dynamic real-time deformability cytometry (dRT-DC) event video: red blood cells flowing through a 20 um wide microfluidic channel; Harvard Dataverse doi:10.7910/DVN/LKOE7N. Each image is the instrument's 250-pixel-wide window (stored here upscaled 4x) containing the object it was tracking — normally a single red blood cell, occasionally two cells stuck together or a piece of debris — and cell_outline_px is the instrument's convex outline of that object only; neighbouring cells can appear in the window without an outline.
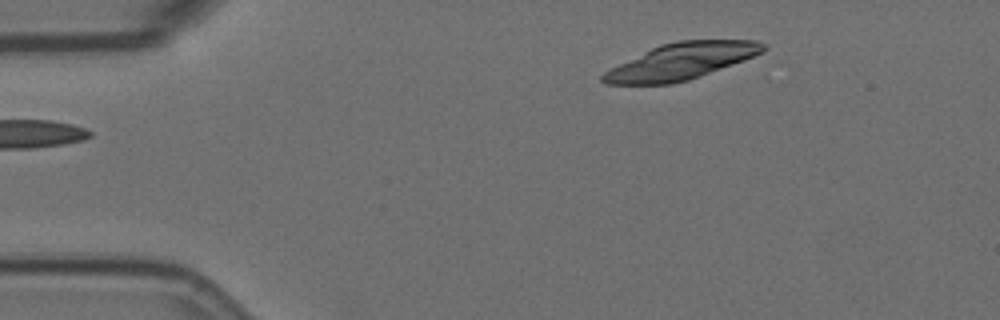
{"species": "Egyptian fruit bat (a non-hibernating species)", "species_latin": "Rousettus aegyptiacus", "temperature_condition": "room temperature", "stored_images_in_passage": 3, "camera_frame_rate_fps": 3000, "um_per_image_px": 0.085, "animal": {"sex": "female"}, "frame": {"image": 1, "passage_image": 1, "time_ms": 0.0, "image_size_px": [1000, 320], "cell_outline_px": [[768, 48], [764, 52], [744, 60], [700, 76], [688, 80], [672, 84], [604, 84], [600, 80], [600, 76], [604, 72], [660, 44], [676, 40], [756, 40], [768, 44]], "centroid_in_image_um": [57.95, 5.21], "position_along_channel_um": 27.0, "area_um2": 33.81}}